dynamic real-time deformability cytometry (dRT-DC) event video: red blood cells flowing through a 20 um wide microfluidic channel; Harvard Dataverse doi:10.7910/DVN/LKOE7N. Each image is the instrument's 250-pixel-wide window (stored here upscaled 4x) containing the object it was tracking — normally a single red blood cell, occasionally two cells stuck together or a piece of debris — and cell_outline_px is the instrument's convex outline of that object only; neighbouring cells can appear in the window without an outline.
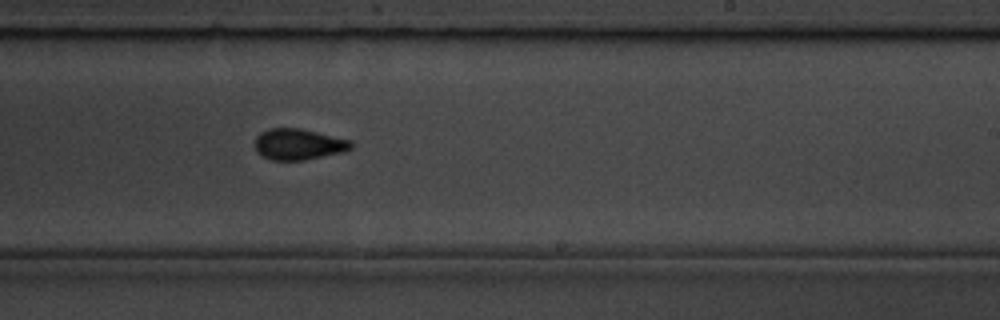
{"species": "common noctule bat (a hibernating species)", "species_latin": "Nyctalus noctula", "temperature_condition": "room temperature", "stored_images_in_passage": 31, "camera_frame_rate_fps": 3000, "um_per_image_px": 0.085, "animal": {"sex": "male", "body_mass_g": 19.5, "forearm_length_mm": 54.6}, "frame": {"image": 1, "passage_image": 18, "time_ms": 5.667, "image_size_px": [1000, 320], "cell_outline_px": [[352, 148], [344, 152], [304, 160], [272, 160], [256, 152], [256, 136], [260, 132], [268, 128], [300, 128], [352, 140]], "centroid_in_image_um": [25.39, 12.26], "position_along_channel_um": 263.6, "area_um2": 17.46}}